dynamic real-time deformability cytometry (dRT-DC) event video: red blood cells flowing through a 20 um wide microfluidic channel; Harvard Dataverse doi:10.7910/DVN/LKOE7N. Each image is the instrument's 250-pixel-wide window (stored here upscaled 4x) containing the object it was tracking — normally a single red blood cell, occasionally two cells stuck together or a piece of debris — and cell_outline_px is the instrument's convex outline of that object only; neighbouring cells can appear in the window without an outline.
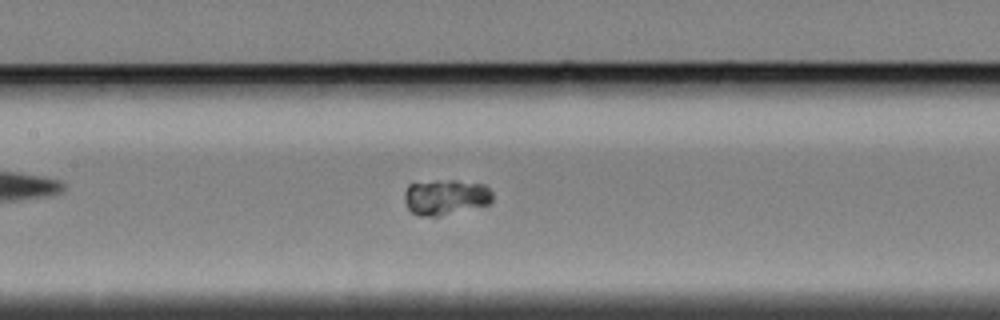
{"species": "Egyptian fruit bat (a non-hibernating species)", "species_latin": "Rousettus aegyptiacus", "temperature_condition": "cold", "stored_images_in_passage": 46, "camera_frame_rate_fps": 3000, "um_per_image_px": 0.085, "animal": {"sex": "female"}, "frame": {"image": 1, "passage_image": 13, "time_ms": 4.0, "image_size_px": [1000, 320], "cell_outline_px": [[492, 200], [488, 204], [440, 216], [420, 216], [412, 212], [408, 208], [404, 200], [404, 192], [408, 184], [436, 180], [456, 180], [484, 184], [492, 192]], "centroid_in_image_um": [37.85, 16.74], "position_along_channel_um": 169.5, "area_um2": 18.26}}
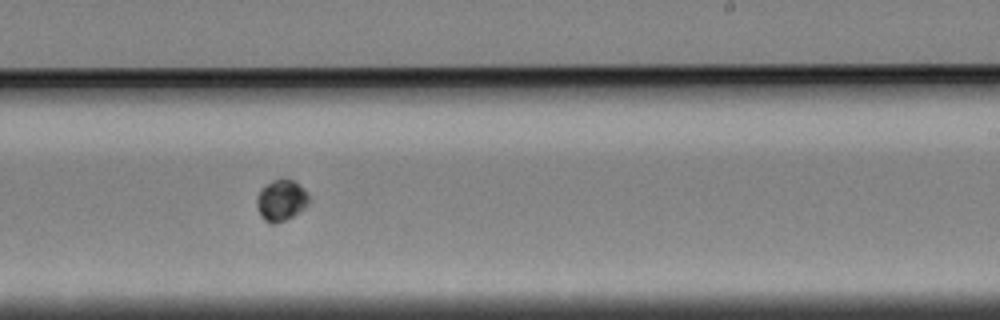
{"frame": {"image": 2, "passage_image": 22, "time_ms": 7.0, "image_size_px": [1000, 320], "cell_outline_px": [[308, 200], [304, 208], [292, 216], [284, 220], [272, 224], [268, 224], [260, 216], [256, 204], [256, 200], [260, 192], [268, 184], [276, 180], [292, 180], [308, 196]], "centroid_in_image_um": [23.85, 17.09], "position_along_channel_um": 265.2, "area_um2": 11.79}}
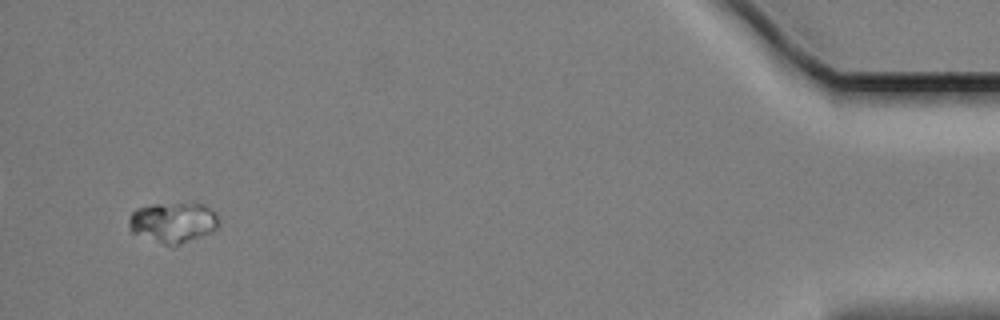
{"frame": {"image": 3, "passage_image": 44, "time_ms": 14.333, "image_size_px": [1000, 320], "cell_outline_px": [[220, 224], [212, 232], [176, 244], [164, 244], [132, 232], [128, 224], [128, 216], [136, 208], [152, 204], [200, 204], [208, 208], [216, 216]], "centroid_in_image_um": [14.66, 18.89], "position_along_channel_um": 420.5, "area_um2": 20.52}}